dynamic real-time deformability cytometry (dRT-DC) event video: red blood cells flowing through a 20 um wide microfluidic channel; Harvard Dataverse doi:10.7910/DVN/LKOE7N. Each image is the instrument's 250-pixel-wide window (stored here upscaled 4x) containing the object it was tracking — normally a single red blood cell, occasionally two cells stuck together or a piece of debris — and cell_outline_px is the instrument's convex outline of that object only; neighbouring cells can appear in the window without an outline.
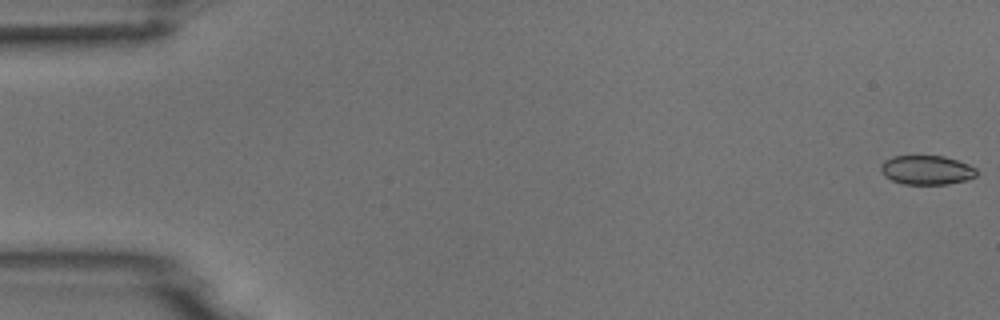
{"species": "common noctule bat (a hibernating species)", "species_latin": "Nyctalus noctula", "temperature_condition": "room temperature", "stored_images_in_passage": 5, "camera_frame_rate_fps": 3000, "um_per_image_px": 0.085, "animal": {"sex": "male", "body_mass_g": 18.8}, "frame": {"image": 1, "passage_image": 1, "time_ms": 0.0, "image_size_px": [1000, 320], "cell_outline_px": [[976, 176], [964, 180], [948, 184], [904, 184], [892, 180], [884, 176], [880, 168], [884, 160], [892, 156], [944, 156], [968, 164], [976, 168]], "centroid_in_image_um": [78.74, 14.45], "position_along_channel_um": 6.3, "area_um2": 16.18}}
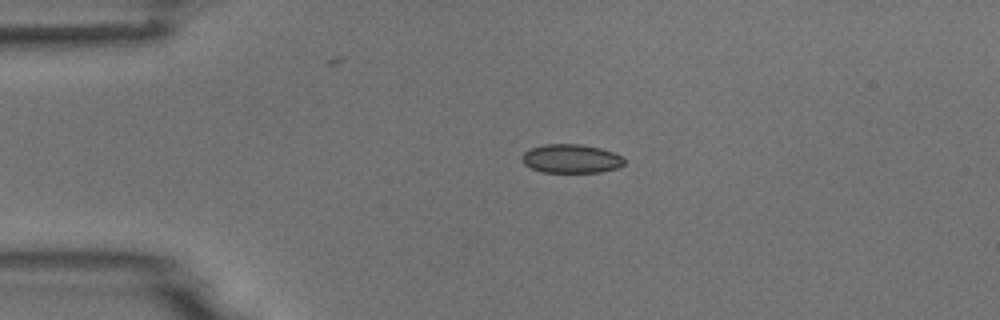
{"frame": {"image": 2, "passage_image": 4, "time_ms": 1.0, "image_size_px": [1000, 320], "cell_outline_px": [[624, 164], [616, 168], [600, 172], [544, 172], [532, 168], [524, 164], [520, 156], [528, 148], [544, 144], [580, 144], [600, 148], [612, 152], [620, 156], [624, 160]], "centroid_in_image_um": [48.49, 13.48], "position_along_channel_um": 36.5, "area_um2": 17.11}}